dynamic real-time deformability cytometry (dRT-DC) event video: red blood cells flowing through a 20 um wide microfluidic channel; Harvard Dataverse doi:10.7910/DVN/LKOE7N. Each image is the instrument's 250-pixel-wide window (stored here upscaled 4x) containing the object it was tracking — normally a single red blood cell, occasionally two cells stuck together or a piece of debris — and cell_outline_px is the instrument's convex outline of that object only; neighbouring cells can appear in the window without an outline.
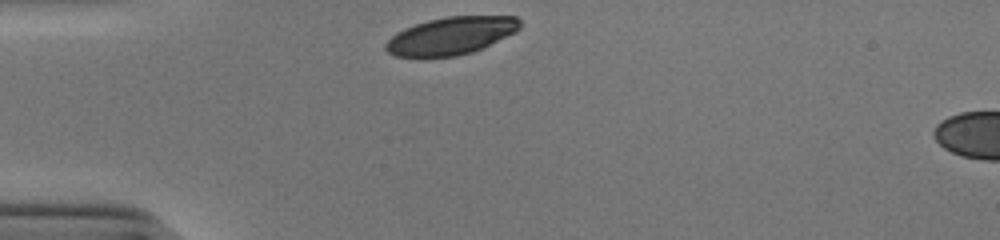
{"species": "human", "species_latin": "Homo sapiens", "temperature_condition": "cold", "stored_images_in_passage": 4, "camera_frame_rate_fps": 3000, "um_per_image_px": 0.085, "donor": {"sex": "male"}, "frame": {"image": 1, "passage_image": 1, "time_ms": 0.0, "image_size_px": [1000, 240], "cell_outline_px": [[520, 28], [516, 32], [472, 52], [456, 56], [396, 56], [388, 52], [384, 48], [384, 44], [396, 32], [404, 28], [428, 20], [448, 16], [516, 16], [520, 20]], "centroid_in_image_um": [38.33, 3.03], "position_along_channel_um": 46.7, "area_um2": 29.13}}